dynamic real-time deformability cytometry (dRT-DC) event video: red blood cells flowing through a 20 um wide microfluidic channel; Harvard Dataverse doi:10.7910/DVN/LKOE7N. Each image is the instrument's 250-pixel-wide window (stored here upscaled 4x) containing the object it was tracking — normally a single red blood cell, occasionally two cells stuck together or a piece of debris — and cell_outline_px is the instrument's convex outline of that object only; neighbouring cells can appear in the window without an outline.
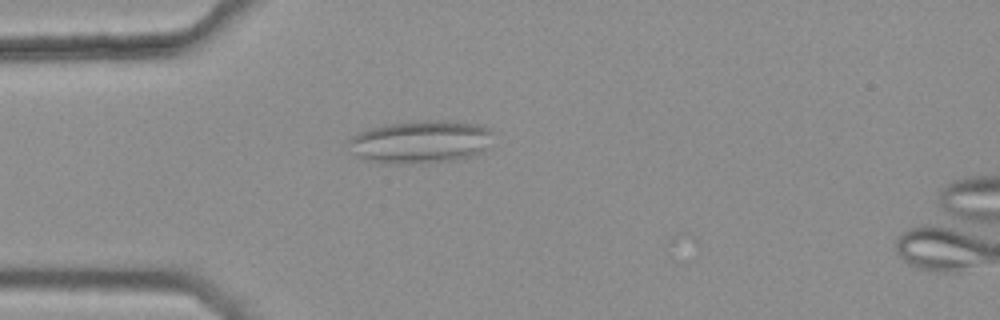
{"species": "common noctule bat (a hibernating species)", "species_latin": "Nyctalus noctula", "temperature_condition": "warm", "stored_images_in_passage": 30, "camera_frame_rate_fps": 3000, "um_per_image_px": 0.085, "animal": {"sex": "female", "body_mass_g": 25.1}, "frame": {"image": 1, "passage_image": 1, "time_ms": 0.0, "image_size_px": [1000, 320], "cell_outline_px": [[492, 132], [488, 148], [484, 152], [476, 156], [452, 160], [400, 164], [392, 164], [372, 160], [356, 156], [352, 152], [348, 140], [352, 136], [360, 132], [384, 124], [424, 120], [448, 120], [476, 124], [488, 128]], "centroid_in_image_um": [35.79, 12.05], "position_along_channel_um": 49.2, "area_um2": 36.01}}
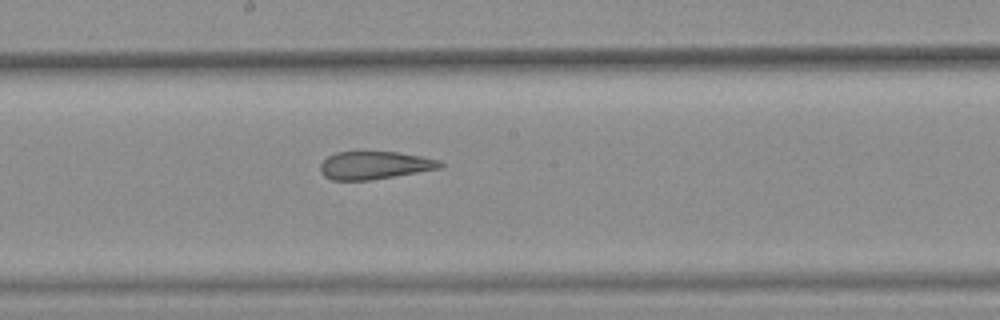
{"frame": {"image": 2, "passage_image": 15, "time_ms": 4.667, "image_size_px": [1000, 320], "cell_outline_px": [[444, 164], [440, 168], [368, 180], [332, 180], [324, 176], [320, 172], [320, 164], [328, 156], [336, 152], [400, 152], [440, 160]], "centroid_in_image_um": [31.81, 14.04], "position_along_channel_um": 216.4, "area_um2": 19.25}}
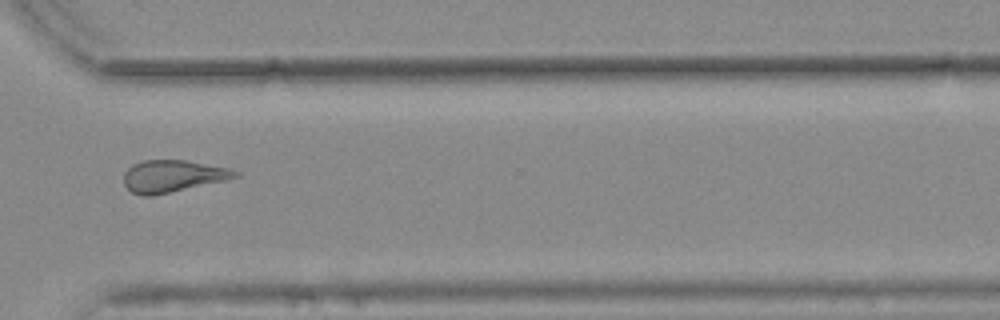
{"frame": {"image": 3, "passage_image": 26, "time_ms": 8.333, "image_size_px": [1000, 320], "cell_outline_px": [[240, 176], [224, 180], [152, 196], [144, 196], [132, 192], [124, 184], [124, 172], [132, 164], [144, 160], [184, 160], [228, 168], [240, 172]], "centroid_in_image_um": [14.65, 14.96], "position_along_channel_um": 356.0, "area_um2": 20.52}}